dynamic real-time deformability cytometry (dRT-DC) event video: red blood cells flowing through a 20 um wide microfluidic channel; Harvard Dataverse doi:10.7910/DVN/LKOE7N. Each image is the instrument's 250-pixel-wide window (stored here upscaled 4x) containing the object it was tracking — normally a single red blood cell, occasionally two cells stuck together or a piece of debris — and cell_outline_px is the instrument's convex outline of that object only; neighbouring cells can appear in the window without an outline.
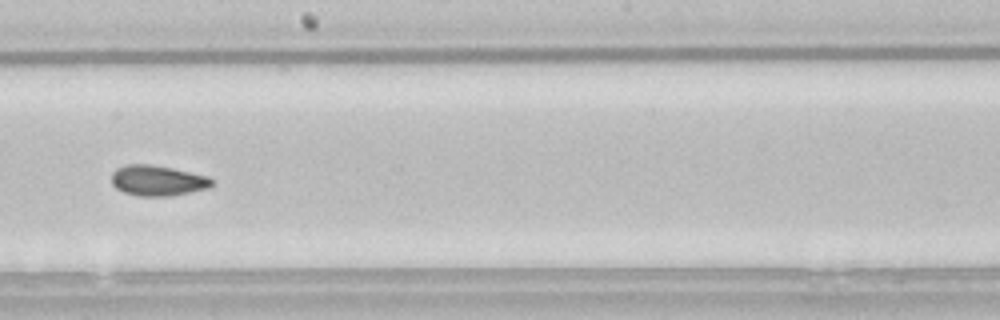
{"species": "common noctule bat (a hibernating species)", "species_latin": "Nyctalus noctula", "temperature_condition": "room temperature", "stored_images_in_passage": 41, "camera_frame_rate_fps": 3000, "um_per_image_px": 0.085, "animal": {"sex": "male", "body_mass_g": 21.5, "forearm_length_mm": 52.0}, "frame": {"image": 1, "passage_image": 18, "time_ms": 5.667, "image_size_px": [1000, 320], "cell_outline_px": [[212, 184], [208, 188], [172, 196], [140, 196], [124, 192], [116, 188], [112, 184], [112, 172], [116, 168], [128, 164], [152, 164], [172, 168], [208, 176], [212, 180]], "centroid_in_image_um": [13.38, 15.34], "position_along_channel_um": 234.8, "area_um2": 17.8}, "authors_computed_cell_mechanics": {"area_um2": 17.5712, "velocity_mm_per_s": 3.8018, "shape_relaxation_time_tau1_ms": 10.9616, "shape_relaxation_time_tau2_ms": 2.7082, "deformation_change_tau1": 0.1405, "deformation_change_tau2": 0.0697}}